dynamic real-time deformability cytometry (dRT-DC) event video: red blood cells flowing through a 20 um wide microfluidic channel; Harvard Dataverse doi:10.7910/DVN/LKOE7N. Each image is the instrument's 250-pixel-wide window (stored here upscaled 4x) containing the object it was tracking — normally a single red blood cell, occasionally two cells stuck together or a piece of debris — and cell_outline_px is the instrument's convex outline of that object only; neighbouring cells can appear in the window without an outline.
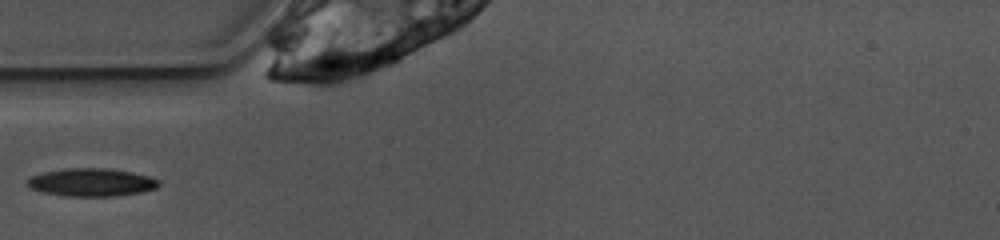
{"species": "common noctule bat (a hibernating species)", "species_latin": "Nyctalus noctula", "temperature_condition": "warm", "stored_images_in_passage": 25, "camera_frame_rate_fps": 3000, "um_per_image_px": 0.085, "animal": {"sex": "female", "body_mass_g": 10.0, "forearm_length_mm": 53.1}, "frame": {"image": 1, "passage_image": 1, "time_ms": 0.0, "image_size_px": [1000, 240], "cell_outline_px": [[160, 184], [156, 188], [140, 192], [116, 196], [64, 196], [44, 192], [32, 188], [28, 184], [28, 180], [32, 176], [44, 172], [68, 168], [108, 168], [132, 172], [148, 176], [160, 180]], "centroid_in_image_um": [7.82, 15.49], "position_along_channel_um": 77.2, "area_um2": 21.21}}
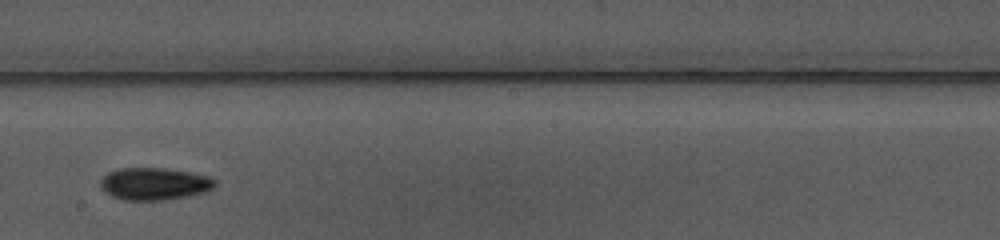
{"frame": {"image": 2, "passage_image": 13, "time_ms": 4.0, "image_size_px": [1000, 240], "cell_outline_px": [[216, 188], [204, 192], [188, 196], [164, 200], [124, 200], [112, 196], [104, 192], [100, 188], [100, 180], [108, 172], [120, 168], [164, 168], [192, 172], [208, 176], [216, 180]], "centroid_in_image_um": [13.13, 15.62], "position_along_channel_um": 235.1, "area_um2": 21.79}}
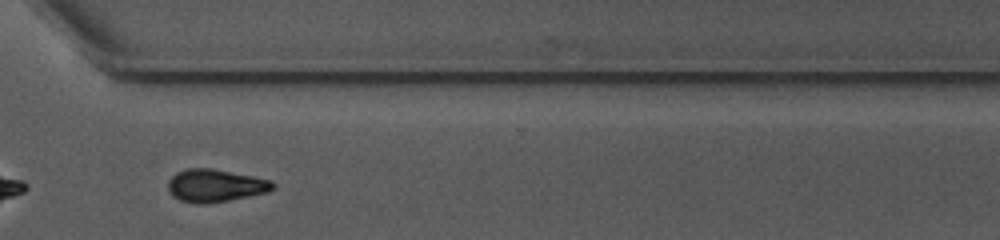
{"frame": {"image": 3, "passage_image": 22, "time_ms": 7.0, "image_size_px": [1000, 240], "cell_outline_px": [[276, 188], [268, 192], [208, 204], [196, 204], [180, 200], [172, 196], [168, 192], [168, 180], [176, 172], [188, 168], [212, 168], [272, 180], [276, 184]], "centroid_in_image_um": [18.29, 15.78], "position_along_channel_um": 352.3, "area_um2": 20.17}}